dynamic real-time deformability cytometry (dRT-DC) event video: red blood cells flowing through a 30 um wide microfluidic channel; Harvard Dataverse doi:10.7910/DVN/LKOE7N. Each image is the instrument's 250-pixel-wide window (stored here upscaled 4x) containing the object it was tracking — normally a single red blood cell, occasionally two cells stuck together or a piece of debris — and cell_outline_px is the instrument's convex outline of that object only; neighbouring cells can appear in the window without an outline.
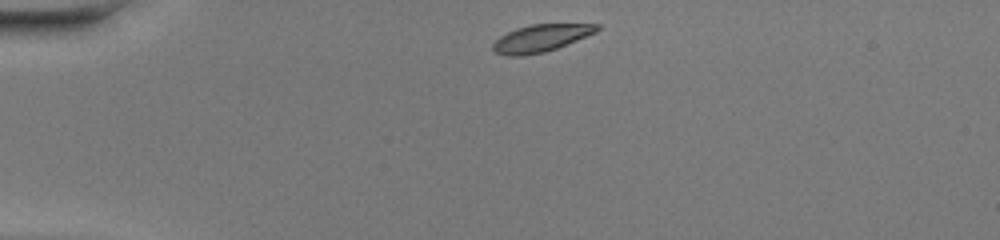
{"species": "common noctule bat (a hibernating species)", "species_latin": "Nyctalus noctula", "temperature_condition": "warm", "stored_images_in_passage": 38, "camera_frame_rate_fps": 3000, "um_per_image_px": 0.085, "animal": {"sex": "female", "body_mass_g": 20.0, "forearm_length_mm": 54.0}, "frame": {"image": 1, "passage_image": 1, "time_ms": 0.0, "image_size_px": [1000, 240], "cell_outline_px": [[600, 28], [596, 32], [556, 48], [544, 52], [520, 56], [504, 56], [496, 52], [492, 48], [492, 44], [500, 36], [516, 28], [532, 24], [600, 24]], "centroid_in_image_um": [45.95, 3.24], "position_along_channel_um": 39.1, "area_um2": 16.36}}
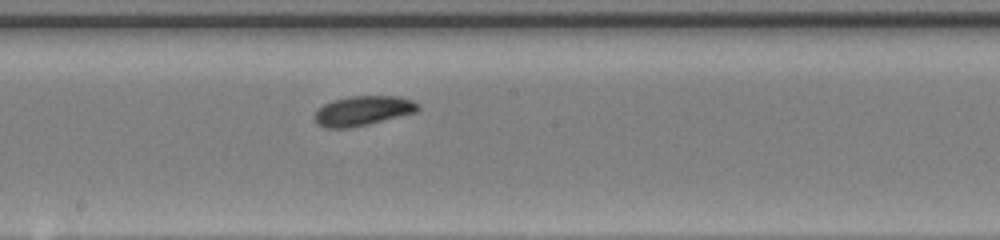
{"frame": {"image": 2, "passage_image": 17, "time_ms": 5.333, "image_size_px": [1000, 240], "cell_outline_px": [[420, 108], [416, 112], [352, 128], [324, 128], [316, 124], [312, 116], [316, 108], [332, 100], [348, 96], [400, 96], [412, 100], [420, 104]], "centroid_in_image_um": [30.79, 9.41], "position_along_channel_um": 217.4, "area_um2": 18.26}}
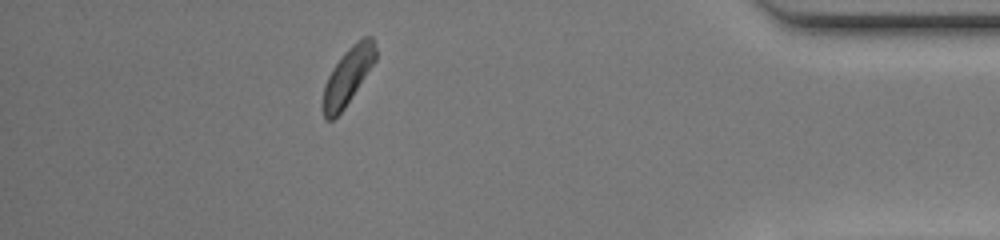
{"frame": {"image": 3, "passage_image": 33, "time_ms": 10.667, "image_size_px": [1000, 240], "cell_outline_px": [[376, 60], [344, 108], [332, 120], [324, 120], [320, 108], [320, 104], [324, 84], [332, 68], [344, 52], [352, 44], [364, 36], [372, 36], [376, 48]], "centroid_in_image_um": [29.51, 6.51], "position_along_channel_um": 405.7, "area_um2": 17.69}, "authors_computed_cell_mechanics": {"area_um2": 17.5712, "velocity_mm_per_s": 4.2667, "shape_relaxation_time_tau1_ms": 1.9646, "shape_relaxation_time_tau2_ms": null, "deformation_change_tau1": 0.0979, "deformation_change_tau2": null}}